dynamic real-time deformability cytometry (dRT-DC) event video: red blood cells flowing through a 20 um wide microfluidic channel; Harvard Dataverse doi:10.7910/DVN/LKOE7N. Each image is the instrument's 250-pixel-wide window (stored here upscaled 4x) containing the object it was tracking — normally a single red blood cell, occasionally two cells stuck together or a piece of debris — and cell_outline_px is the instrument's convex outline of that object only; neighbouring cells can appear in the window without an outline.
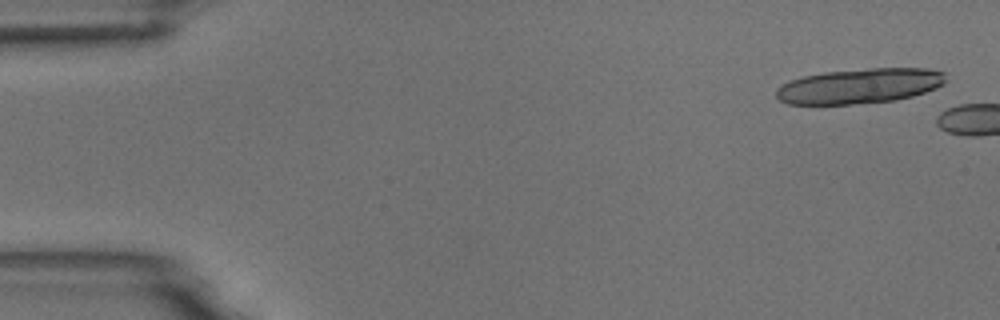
{"species": "common noctule bat (a hibernating species)", "species_latin": "Nyctalus noctula", "temperature_condition": "room temperature", "stored_images_in_passage": 5, "camera_frame_rate_fps": 3000, "um_per_image_px": 0.085, "animal": {"sex": "male", "body_mass_g": 18.8}, "frame": {"image": 1, "passage_image": 2, "time_ms": 0.333, "image_size_px": [1000, 320], "cell_outline_px": [[948, 80], [944, 84], [936, 88], [912, 96], [896, 100], [852, 104], [788, 104], [780, 100], [776, 96], [776, 88], [788, 80], [804, 76], [824, 72], [868, 68], [928, 68], [944, 72]], "centroid_in_image_um": [73.08, 7.3], "position_along_channel_um": 11.9, "area_um2": 34.85}}